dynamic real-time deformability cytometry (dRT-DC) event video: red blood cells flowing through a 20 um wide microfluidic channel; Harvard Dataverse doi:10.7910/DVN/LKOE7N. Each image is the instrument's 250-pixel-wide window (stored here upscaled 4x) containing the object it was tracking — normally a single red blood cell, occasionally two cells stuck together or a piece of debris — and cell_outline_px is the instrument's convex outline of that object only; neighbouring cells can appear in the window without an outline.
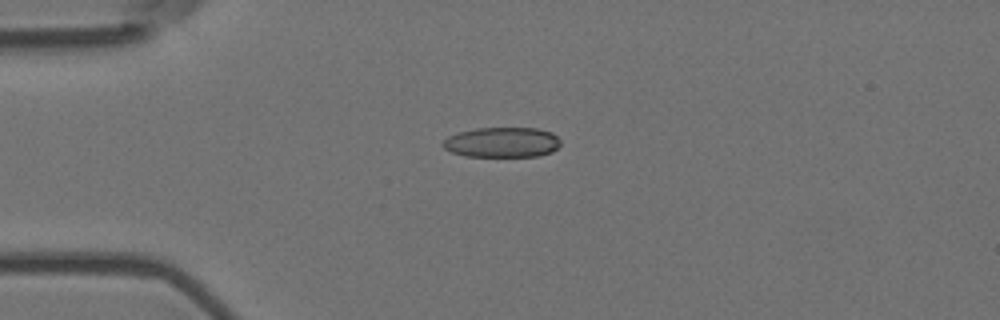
{"species": "Egyptian fruit bat (a non-hibernating species)", "species_latin": "Rousettus aegyptiacus", "temperature_condition": "room temperature", "stored_images_in_passage": 5, "camera_frame_rate_fps": 3000, "um_per_image_px": 0.085, "animal": {"sex": "female"}, "frame": {"image": 1, "passage_image": 4, "time_ms": 1.0, "image_size_px": [1000, 320], "cell_outline_px": [[560, 144], [552, 152], [540, 156], [464, 156], [452, 152], [444, 148], [440, 144], [448, 136], [460, 132], [476, 128], [536, 128], [552, 132], [560, 140]], "centroid_in_image_um": [42.67, 12.1], "position_along_channel_um": 42.3, "area_um2": 20.69}}